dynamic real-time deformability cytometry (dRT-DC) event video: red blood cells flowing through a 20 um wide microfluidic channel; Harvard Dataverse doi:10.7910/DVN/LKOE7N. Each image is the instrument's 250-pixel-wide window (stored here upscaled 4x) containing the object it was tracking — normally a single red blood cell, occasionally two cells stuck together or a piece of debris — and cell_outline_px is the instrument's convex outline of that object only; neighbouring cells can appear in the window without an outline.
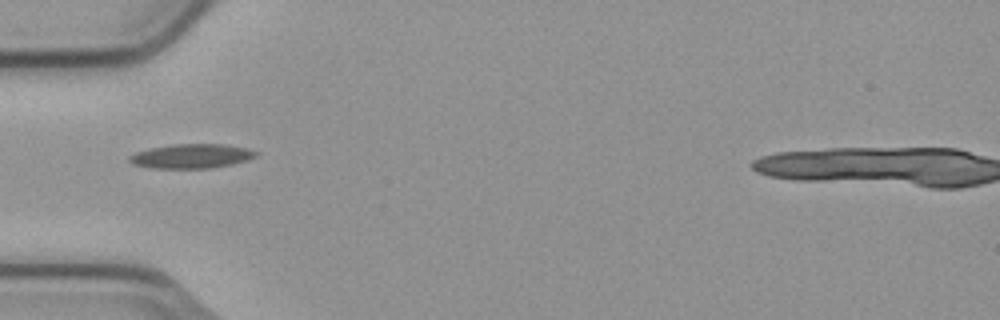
{"species": "common noctule bat (a hibernating species)", "species_latin": "Nyctalus noctula", "temperature_condition": "cold", "stored_images_in_passage": 30, "camera_frame_rate_fps": 3000, "um_per_image_px": 0.085, "animal": {"sex": "male", "body_mass_g": 23.1, "forearm_length_mm": 52.7}, "frame": {"image": 1, "passage_image": 1, "time_ms": 0.0, "image_size_px": [1000, 320], "cell_outline_px": [[260, 152], [256, 156], [248, 160], [232, 164], [212, 168], [152, 168], [132, 164], [128, 160], [128, 156], [136, 152], [152, 148], [172, 144], [224, 144], [244, 148]], "centroid_in_image_um": [16.27, 13.27], "position_along_channel_um": 68.7, "area_um2": 17.92}}
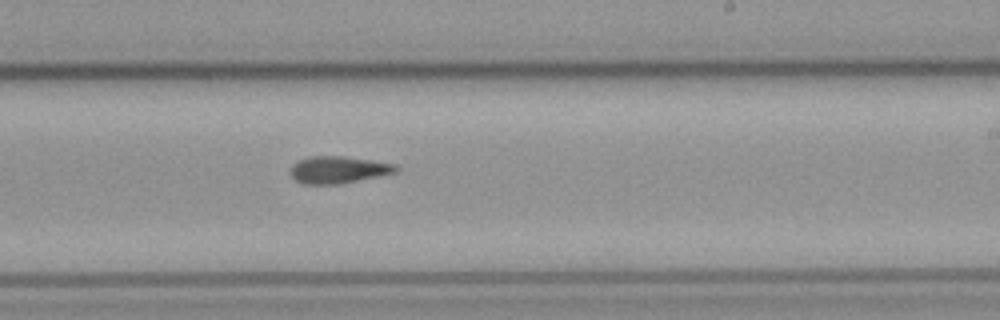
{"frame": {"image": 2, "passage_image": 16, "time_ms": 5.0, "image_size_px": [1000, 320], "cell_outline_px": [[400, 168], [396, 172], [340, 184], [304, 184], [296, 180], [288, 172], [292, 164], [308, 156], [344, 156], [372, 160], [396, 164]], "centroid_in_image_um": [28.74, 14.42], "position_along_channel_um": 260.3, "area_um2": 16.7}}
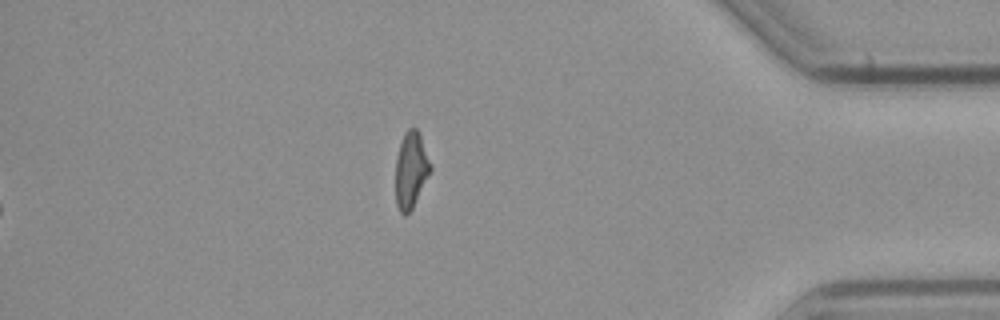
{"frame": {"image": 3, "passage_image": 30, "time_ms": 9.667, "image_size_px": [1000, 320], "cell_outline_px": [[432, 168], [412, 208], [404, 216], [400, 212], [396, 204], [396, 156], [404, 132], [408, 128], [416, 128], [420, 136], [432, 164]], "centroid_in_image_um": [34.92, 14.43], "position_along_channel_um": 400.3, "area_um2": 15.32}}